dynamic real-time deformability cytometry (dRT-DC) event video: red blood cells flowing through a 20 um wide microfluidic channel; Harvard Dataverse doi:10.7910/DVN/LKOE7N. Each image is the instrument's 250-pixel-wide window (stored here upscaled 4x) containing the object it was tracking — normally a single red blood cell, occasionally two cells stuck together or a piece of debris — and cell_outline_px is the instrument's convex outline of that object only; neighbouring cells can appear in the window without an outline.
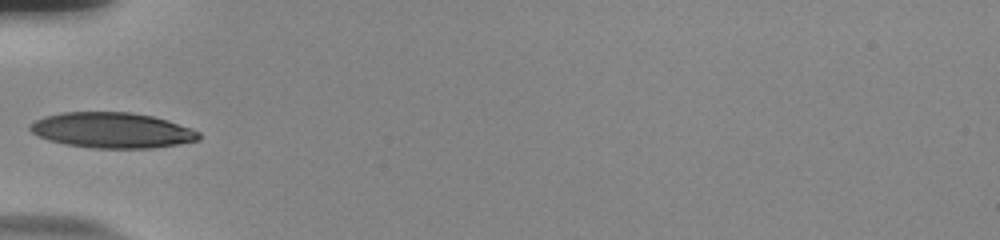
{"species": "human", "species_latin": "Homo sapiens", "temperature_condition": "room temperature", "stored_images_in_passage": 36, "camera_frame_rate_fps": 3000, "um_per_image_px": 0.085, "donor": {"sex": "male"}, "frame": {"image": 1, "passage_image": 1, "time_ms": 0.0, "image_size_px": [1000, 240], "cell_outline_px": [[200, 140], [152, 148], [92, 148], [68, 144], [48, 140], [32, 132], [28, 128], [36, 120], [44, 116], [60, 112], [132, 112], [152, 116], [168, 120], [192, 128], [200, 132]], "centroid_in_image_um": [9.55, 11.06], "position_along_channel_um": 75.4, "area_um2": 34.85}}
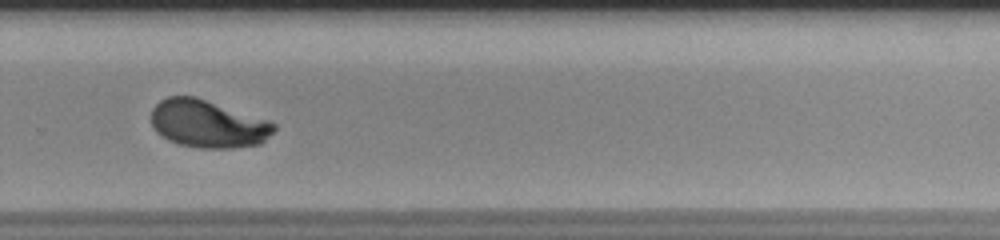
{"frame": {"image": 2, "passage_image": 20, "time_ms": 6.333, "image_size_px": [1000, 240], "cell_outline_px": [[276, 128], [260, 144], [232, 148], [200, 148], [180, 144], [168, 140], [160, 136], [156, 132], [152, 124], [152, 108], [160, 100], [168, 96], [196, 96], [268, 120], [276, 124]], "centroid_in_image_um": [17.65, 10.52], "position_along_channel_um": 312.2, "area_um2": 34.1}}
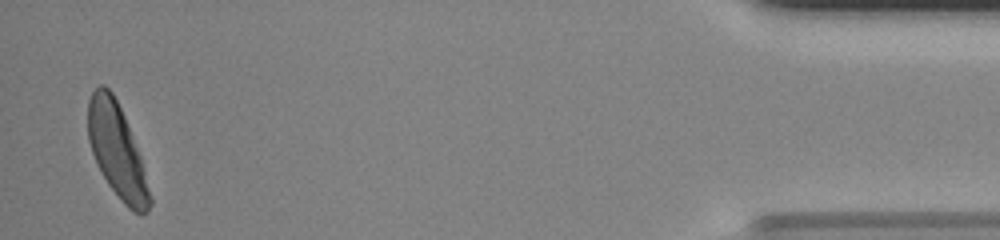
{"frame": {"image": 3, "passage_image": 35, "time_ms": 11.333, "image_size_px": [1000, 240], "cell_outline_px": [[152, 204], [148, 212], [140, 216], [128, 208], [120, 200], [108, 184], [96, 164], [88, 140], [88, 100], [92, 92], [100, 84], [104, 84], [112, 92], [124, 116], [140, 156], [152, 200]], "centroid_in_image_um": [9.93, 12.86], "position_along_channel_um": 425.3, "area_um2": 33.52}, "authors_computed_cell_mechanics": {"area_um2": 34.3043, "velocity_mm_per_s": 3.7431, "shape_relaxation_time_tau1_ms": 2.8868, "shape_relaxation_time_tau2_ms": null, "deformation_change_tau1": 0.1623, "deformation_change_tau2": null}}